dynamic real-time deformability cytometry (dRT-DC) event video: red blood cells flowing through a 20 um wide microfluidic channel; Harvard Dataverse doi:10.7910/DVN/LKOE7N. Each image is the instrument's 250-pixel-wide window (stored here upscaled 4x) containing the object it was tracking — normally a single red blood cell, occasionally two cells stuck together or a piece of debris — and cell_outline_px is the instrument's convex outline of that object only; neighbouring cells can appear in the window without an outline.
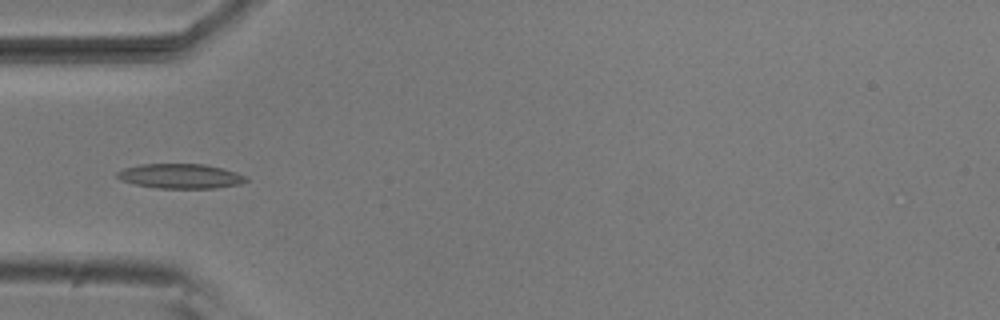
{"species": "common noctule bat (a hibernating species)", "species_latin": "Nyctalus noctula", "temperature_condition": "room temperature", "stored_images_in_passage": 5, "camera_frame_rate_fps": 3000, "um_per_image_px": 0.085, "animal": {"sex": "male", "body_mass_g": 20.5, "forearm_length_mm": 52.5}, "frame": {"image": 1, "passage_image": 5, "time_ms": 1.333, "image_size_px": [1000, 320], "cell_outline_px": [[248, 180], [240, 184], [216, 188], [156, 188], [136, 184], [124, 180], [116, 176], [116, 172], [124, 168], [140, 164], [204, 164], [224, 168], [236, 172], [244, 176]], "centroid_in_image_um": [15.35, 14.96], "position_along_channel_um": 69.6, "area_um2": 18.44}}